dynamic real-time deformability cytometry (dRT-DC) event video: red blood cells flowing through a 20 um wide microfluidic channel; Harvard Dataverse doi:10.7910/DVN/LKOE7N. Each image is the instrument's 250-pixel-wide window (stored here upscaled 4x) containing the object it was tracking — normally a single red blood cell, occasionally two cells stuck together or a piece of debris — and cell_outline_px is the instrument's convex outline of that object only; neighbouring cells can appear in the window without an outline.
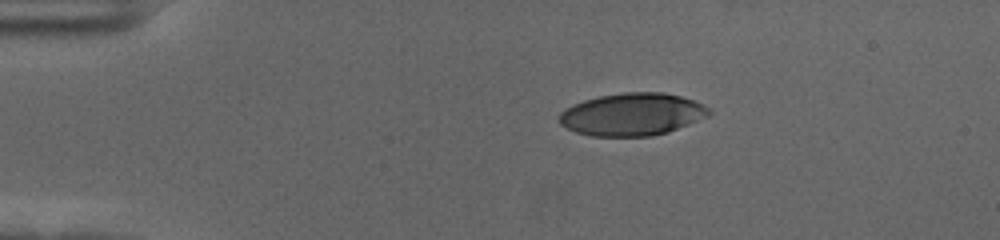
{"species": "human", "species_latin": "Homo sapiens", "temperature_condition": "cold", "stored_images_in_passage": 47, "camera_frame_rate_fps": 3000, "um_per_image_px": 0.085, "donor": {"sex": "female"}, "frame": {"image": 1, "passage_image": 1, "time_ms": 0.0, "image_size_px": [1000, 240], "cell_outline_px": [[712, 112], [708, 116], [668, 132], [652, 136], [592, 136], [576, 132], [560, 124], [556, 120], [556, 116], [564, 108], [572, 104], [584, 100], [600, 96], [624, 92], [664, 92], [680, 96], [704, 104]], "centroid_in_image_um": [53.69, 9.72], "position_along_channel_um": 31.3, "area_um2": 37.28}}
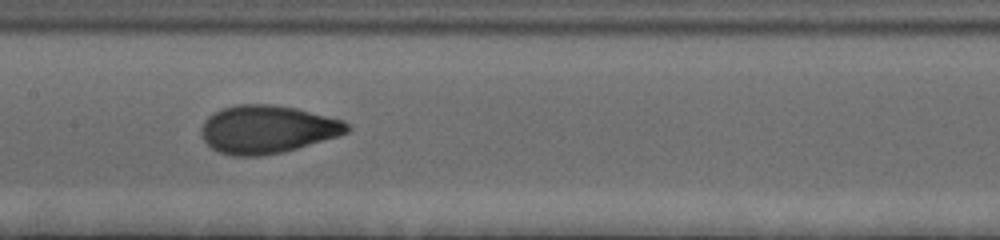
{"frame": {"image": 2, "passage_image": 19, "time_ms": 6.0, "image_size_px": [1000, 240], "cell_outline_px": [[352, 128], [348, 132], [340, 136], [296, 148], [280, 152], [256, 156], [232, 156], [220, 152], [212, 148], [204, 140], [200, 132], [200, 128], [204, 120], [208, 116], [224, 108], [236, 104], [272, 104], [296, 108], [344, 120], [352, 124]], "centroid_in_image_um": [22.75, 10.98], "position_along_channel_um": 184.7, "area_um2": 40.86}}
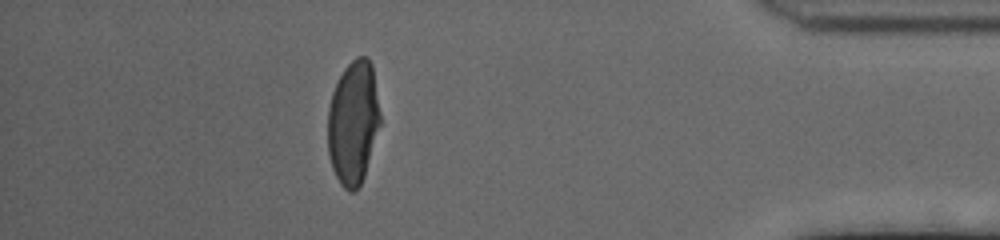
{"frame": {"image": 3, "passage_image": 41, "time_ms": 13.333, "image_size_px": [1000, 240], "cell_outline_px": [[380, 124], [364, 176], [360, 184], [352, 192], [348, 192], [340, 184], [332, 168], [328, 152], [328, 108], [332, 92], [344, 68], [356, 56], [368, 56], [372, 64], [380, 112]], "centroid_in_image_um": [30.02, 10.39], "position_along_channel_um": 405.2, "area_um2": 37.74}, "authors_computed_cell_mechanics": {"area_um2": 39.4774, "velocity_mm_per_s": 3.5622, "shape_relaxation_time_tau1_ms": 4.4733, "shape_relaxation_time_tau2_ms": null, "deformation_change_tau1": 0.2169, "deformation_change_tau2": null}}